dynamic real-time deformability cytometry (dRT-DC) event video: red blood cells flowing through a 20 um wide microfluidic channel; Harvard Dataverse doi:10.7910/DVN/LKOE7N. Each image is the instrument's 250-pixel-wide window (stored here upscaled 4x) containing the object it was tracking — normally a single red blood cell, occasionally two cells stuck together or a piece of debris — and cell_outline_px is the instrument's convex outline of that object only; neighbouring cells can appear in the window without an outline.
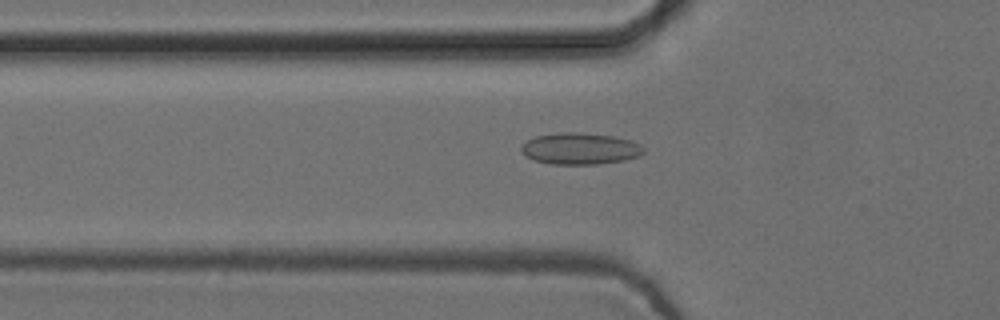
{"species": "common noctule bat (a hibernating species)", "species_latin": "Nyctalus noctula", "temperature_condition": "cold", "stored_images_in_passage": 54, "camera_frame_rate_fps": 3000, "um_per_image_px": 0.085, "animal": {"sex": "female", "body_mass_g": 24.6, "forearm_length_mm": 56.2}, "frame": {"image": 1, "passage_image": 18, "time_ms": 5.667, "image_size_px": [1000, 320], "cell_outline_px": [[644, 152], [640, 156], [624, 160], [600, 164], [552, 164], [532, 160], [520, 152], [520, 148], [528, 140], [536, 136], [560, 132], [580, 132], [616, 136], [632, 140], [640, 144], [644, 148]], "centroid_in_image_um": [49.33, 12.63], "position_along_channel_um": 76.5, "area_um2": 22.77}}
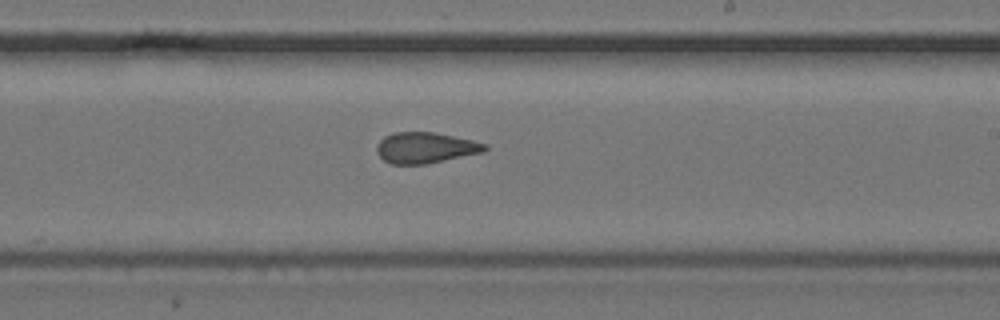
{"frame": {"image": 2, "passage_image": 32, "time_ms": 10.333, "image_size_px": [1000, 320], "cell_outline_px": [[488, 148], [484, 152], [424, 164], [392, 164], [384, 160], [376, 152], [376, 148], [380, 140], [384, 136], [396, 132], [436, 132], [472, 140], [488, 144]], "centroid_in_image_um": [36.17, 12.55], "position_along_channel_um": 252.8, "area_um2": 19.42}}
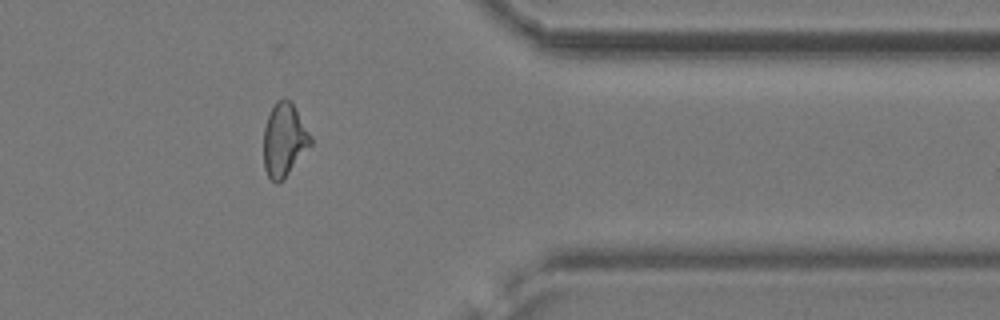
{"frame": {"image": 3, "passage_image": 44, "time_ms": 14.333, "image_size_px": [1000, 320], "cell_outline_px": [[312, 144], [284, 180], [276, 184], [268, 176], [264, 168], [264, 128], [268, 116], [276, 100], [284, 96], [292, 104], [312, 136]], "centroid_in_image_um": [24.16, 11.92], "position_along_channel_um": 387.2, "area_um2": 20.11}, "authors_computed_cell_mechanics": {"area_um2": 20.6924, "velocity_mm_per_s": 3.7627, "shape_relaxation_time_tau1_ms": null, "shape_relaxation_time_tau2_ms": 1.9144, "deformation_change_tau1": null, "deformation_change_tau2": 0.1018}}